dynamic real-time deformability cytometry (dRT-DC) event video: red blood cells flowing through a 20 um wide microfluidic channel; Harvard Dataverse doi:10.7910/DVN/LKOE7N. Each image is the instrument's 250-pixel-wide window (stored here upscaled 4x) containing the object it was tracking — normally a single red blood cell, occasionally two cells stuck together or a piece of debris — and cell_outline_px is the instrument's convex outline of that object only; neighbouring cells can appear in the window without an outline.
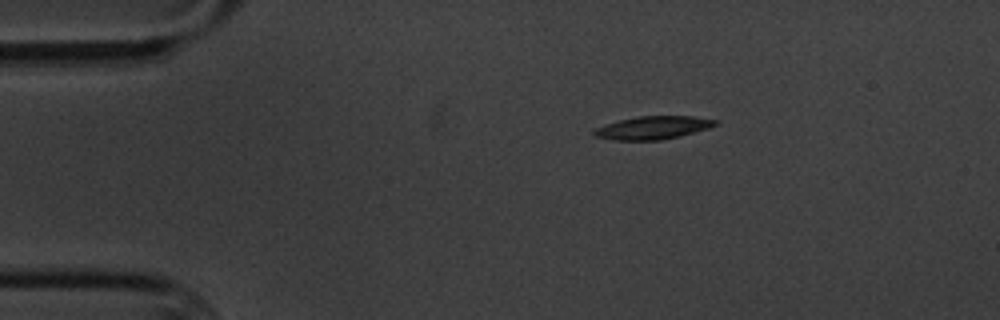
{"species": "common noctule bat (a hibernating species)", "species_latin": "Nyctalus noctula", "temperature_condition": "cold", "stored_images_in_passage": 5, "camera_frame_rate_fps": 3000, "um_per_image_px": 0.085, "animal": {"sex": "male", "body_mass_g": 20.1, "forearm_length_mm": 53.5}, "frame": {"image": 1, "passage_image": 1, "time_ms": 0.0, "image_size_px": [1000, 320], "cell_outline_px": [[720, 124], [708, 128], [680, 136], [660, 140], [612, 140], [592, 136], [592, 132], [596, 128], [604, 124], [620, 120], [640, 116], [692, 116], [716, 120]], "centroid_in_image_um": [55.47, 10.86], "position_along_channel_um": 29.5, "area_um2": 16.3}}
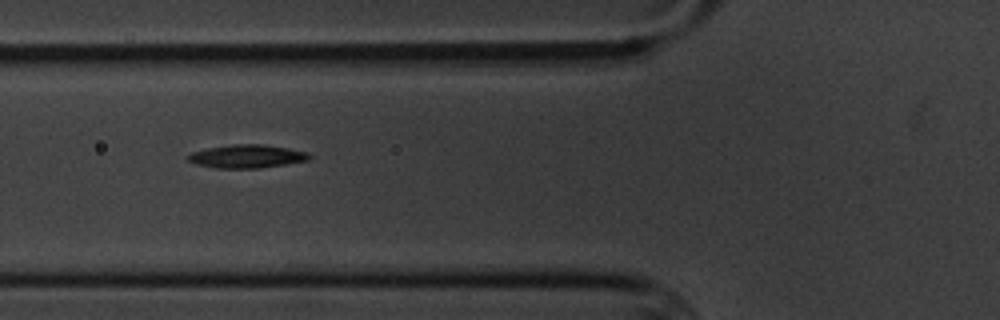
{"frame": {"image": 2, "passage_image": 4, "time_ms": 3.667, "image_size_px": [1000, 320], "cell_outline_px": [[312, 156], [308, 160], [260, 168], [216, 168], [196, 164], [188, 160], [184, 156], [192, 152], [208, 148], [232, 144], [264, 144], [288, 148], [308, 152]], "centroid_in_image_um": [20.97, 13.28], "position_along_channel_um": 104.8, "area_um2": 16.47}}
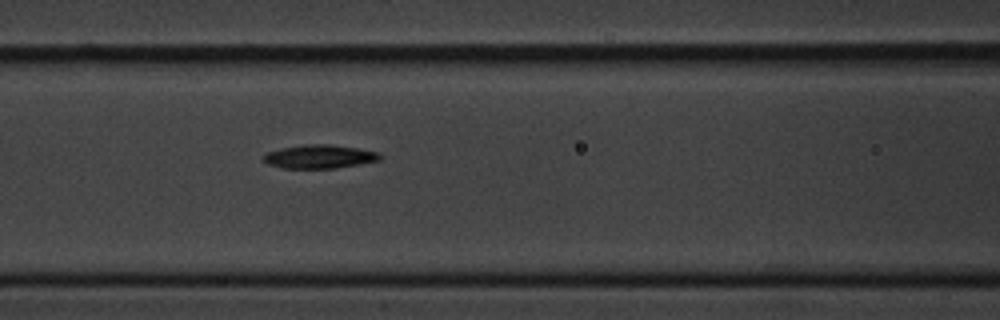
{"frame": {"image": 3, "passage_image": 5, "time_ms": 4.667, "image_size_px": [1000, 320], "cell_outline_px": [[380, 160], [336, 168], [284, 168], [268, 164], [260, 156], [268, 152], [280, 148], [304, 144], [328, 144], [356, 148], [380, 152]], "centroid_in_image_um": [27.12, 13.3], "position_along_channel_um": 139.5, "area_um2": 15.95}}